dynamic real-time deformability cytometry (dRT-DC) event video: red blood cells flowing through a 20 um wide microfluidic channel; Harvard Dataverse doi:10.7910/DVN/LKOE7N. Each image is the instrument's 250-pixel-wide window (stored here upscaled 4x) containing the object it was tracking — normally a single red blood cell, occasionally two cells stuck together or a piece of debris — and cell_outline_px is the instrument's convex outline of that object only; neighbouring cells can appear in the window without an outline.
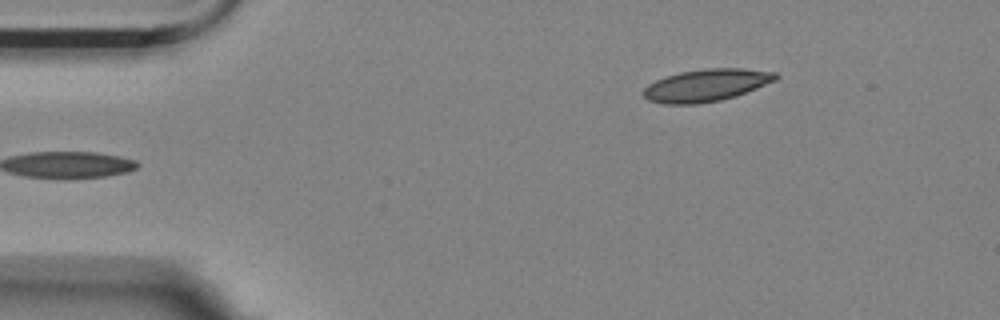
{"species": "Egyptian fruit bat (a non-hibernating species)", "species_latin": "Rousettus aegyptiacus", "temperature_condition": "room temperature", "stored_images_in_passage": 4, "camera_frame_rate_fps": 3000, "um_per_image_px": 0.085, "animal": {"sex": "female"}, "frame": {"image": 1, "passage_image": 4, "time_ms": 1.0, "image_size_px": [1000, 320], "cell_outline_px": [[780, 76], [776, 80], [736, 96], [720, 100], [696, 104], [664, 104], [648, 100], [640, 92], [648, 84], [664, 76], [680, 72], [704, 68], [744, 68], [776, 72]], "centroid_in_image_um": [60.01, 7.24], "position_along_channel_um": 25.0, "area_um2": 25.09}}